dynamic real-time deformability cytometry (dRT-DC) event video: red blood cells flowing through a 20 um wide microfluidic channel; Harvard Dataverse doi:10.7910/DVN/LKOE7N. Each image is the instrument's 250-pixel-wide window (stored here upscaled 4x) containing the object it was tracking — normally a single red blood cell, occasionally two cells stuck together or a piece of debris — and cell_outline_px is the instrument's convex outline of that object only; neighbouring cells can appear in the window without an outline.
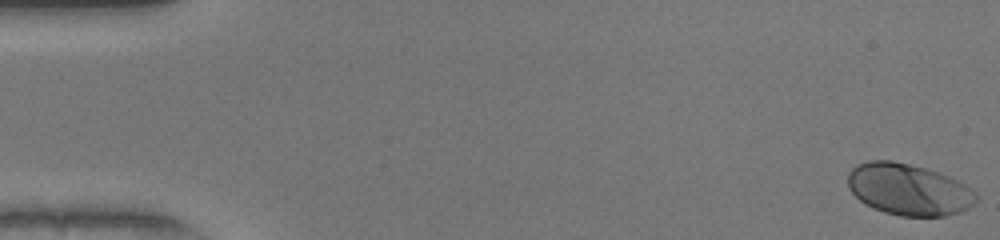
{"species": "human", "species_latin": "Homo sapiens", "temperature_condition": "warm", "stored_images_in_passage": 51, "camera_frame_rate_fps": 3000, "um_per_image_px": 0.085, "donor": {"sex": "female"}, "frame": {"image": 1, "passage_image": 1, "time_ms": 0.0, "image_size_px": [1000, 240], "cell_outline_px": [[976, 200], [968, 208], [960, 212], [944, 216], [900, 216], [884, 212], [872, 208], [864, 204], [848, 188], [848, 172], [856, 164], [868, 160], [892, 160], [928, 168], [948, 176], [964, 184], [976, 192]], "centroid_in_image_um": [77.2, 16.09], "position_along_channel_um": 7.8, "area_um2": 38.73}}
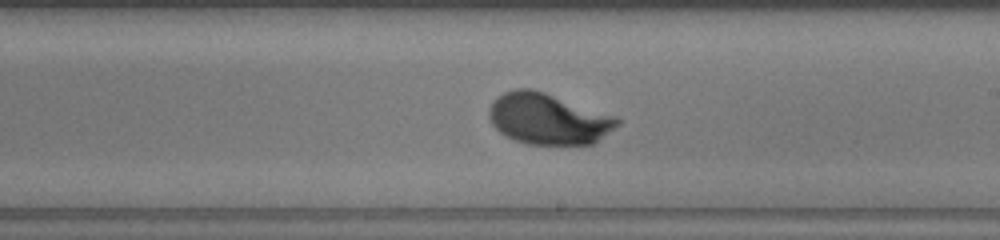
{"frame": {"image": 2, "passage_image": 30, "time_ms": 9.667, "image_size_px": [1000, 240], "cell_outline_px": [[620, 124], [592, 144], [528, 144], [512, 140], [504, 136], [492, 124], [488, 116], [488, 108], [492, 100], [504, 92], [516, 88], [532, 88], [616, 116], [620, 120]], "centroid_in_image_um": [46.55, 10.1], "position_along_channel_um": 242.5, "area_um2": 38.21}}
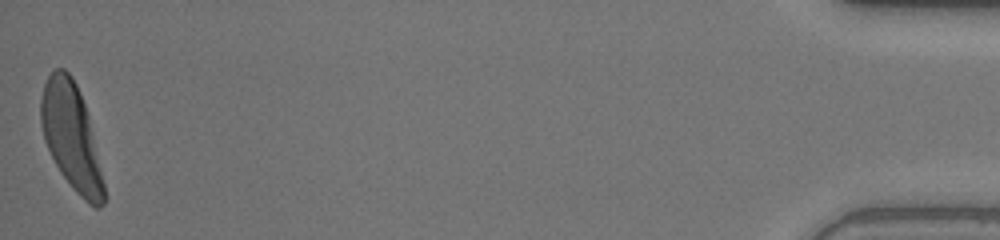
{"frame": {"image": 3, "passage_image": 51, "time_ms": 16.667, "image_size_px": [1000, 240], "cell_outline_px": [[104, 204], [100, 208], [96, 208], [88, 204], [72, 188], [60, 172], [44, 140], [40, 124], [40, 100], [44, 84], [48, 76], [56, 68], [64, 68], [72, 76], [80, 92], [88, 116], [104, 184]], "centroid_in_image_um": [6.04, 11.61], "position_along_channel_um": 429.2, "area_um2": 38.55}, "authors_computed_cell_mechanics": {"area_um2": 37.5122, "velocity_mm_per_s": 4.0727, "shape_relaxation_time_tau1_ms": 1.959, "shape_relaxation_time_tau2_ms": null, "deformation_change_tau1": 0.1558, "deformation_change_tau2": null}}